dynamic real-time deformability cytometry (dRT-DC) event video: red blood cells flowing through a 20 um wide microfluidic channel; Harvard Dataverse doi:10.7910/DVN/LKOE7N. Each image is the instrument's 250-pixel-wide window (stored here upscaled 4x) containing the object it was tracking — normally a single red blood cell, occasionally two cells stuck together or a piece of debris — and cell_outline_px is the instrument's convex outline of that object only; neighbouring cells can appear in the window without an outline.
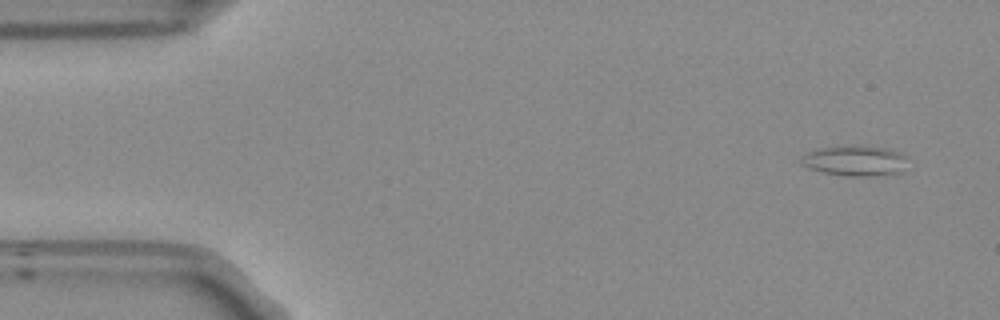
{"species": "Egyptian fruit bat (a non-hibernating species)", "species_latin": "Rousettus aegyptiacus", "temperature_condition": "room temperature", "stored_images_in_passage": 50, "camera_frame_rate_fps": 3000, "um_per_image_px": 0.085, "frame": {"image": 1, "passage_image": 1, "time_ms": 0.0, "image_size_px": [1000, 320], "cell_outline_px": [[904, 172], [872, 176], [848, 176], [824, 172], [808, 168], [800, 164], [800, 156], [804, 152], [820, 148], [884, 148], [896, 152], [904, 156]], "centroid_in_image_um": [72.59, 13.71], "position_along_channel_um": 12.4, "area_um2": 18.03}}
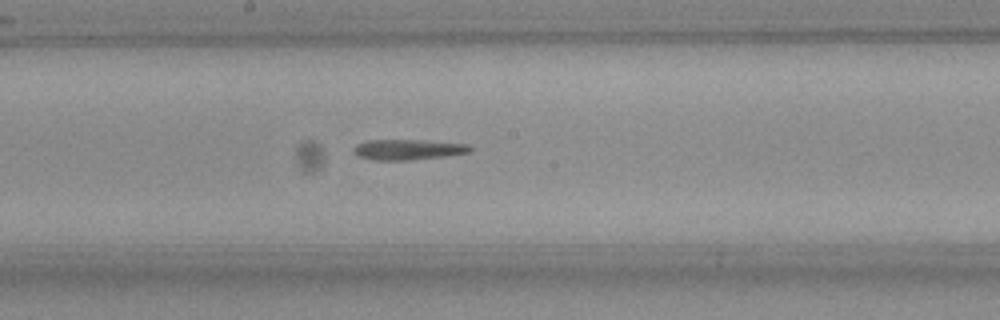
{"frame": {"image": 2, "passage_image": 26, "time_ms": 8.333, "image_size_px": [1000, 320], "cell_outline_px": [[472, 148], [468, 152], [444, 156], [408, 160], [376, 160], [360, 156], [356, 152], [356, 144], [368, 140], [416, 140], [464, 144]], "centroid_in_image_um": [34.66, 12.71], "position_along_channel_um": 213.5, "area_um2": 13.29}}
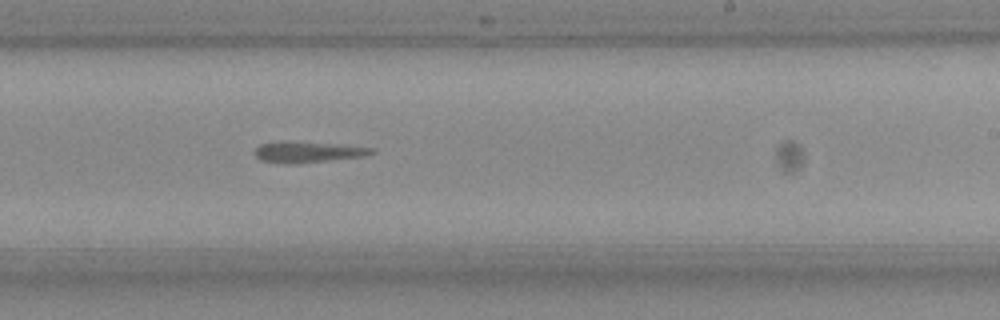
{"frame": {"image": 3, "passage_image": 30, "time_ms": 9.667, "image_size_px": [1000, 320], "cell_outline_px": [[376, 152], [364, 156], [292, 164], [288, 164], [260, 160], [256, 156], [256, 148], [260, 144], [328, 144], [376, 148]], "centroid_in_image_um": [26.24, 12.97], "position_along_channel_um": 262.8, "area_um2": 13.06}, "authors_computed_cell_mechanics": {"area_um2": 13.6986, "velocity_mm_per_s": 3.7182, "shape_relaxation_time_tau1_ms": 0.8694, "shape_relaxation_time_tau2_ms": 7.4091, "deformation_change_tau1": 0.0873, "deformation_change_tau2": 0.159}}